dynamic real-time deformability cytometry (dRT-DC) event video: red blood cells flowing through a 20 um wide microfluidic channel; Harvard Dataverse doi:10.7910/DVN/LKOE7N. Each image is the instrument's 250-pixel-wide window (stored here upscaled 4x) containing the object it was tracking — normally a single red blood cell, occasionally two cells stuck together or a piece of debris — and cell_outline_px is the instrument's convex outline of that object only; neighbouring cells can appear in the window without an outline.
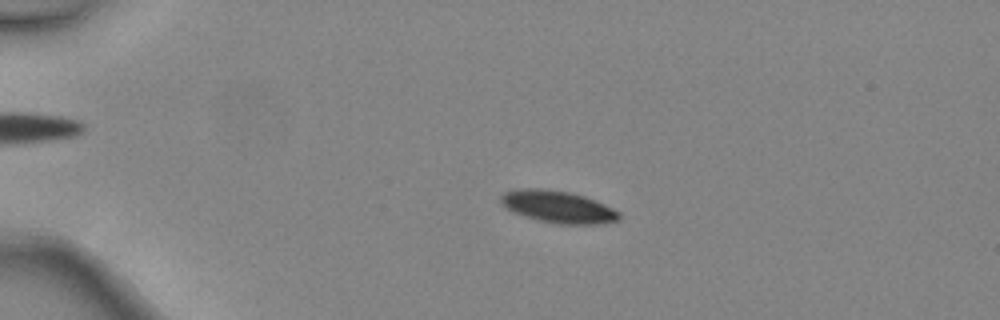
{"species": "common noctule bat (a hibernating species)", "species_latin": "Nyctalus noctula", "temperature_condition": "warm", "stored_images_in_passage": 4, "camera_frame_rate_fps": 3000, "um_per_image_px": 0.085, "animal": {"sex": "female", "body_mass_g": 24.6, "forearm_length_mm": 56.2}, "frame": {"image": 1, "passage_image": 3, "time_ms": 0.667, "image_size_px": [1000, 320], "cell_outline_px": [[620, 220], [604, 224], [556, 224], [524, 216], [512, 212], [504, 208], [500, 204], [500, 196], [504, 192], [516, 188], [540, 188], [568, 192], [584, 196], [596, 200], [620, 212]], "centroid_in_image_um": [47.4, 17.58], "position_along_channel_um": 37.6, "area_um2": 22.43}}